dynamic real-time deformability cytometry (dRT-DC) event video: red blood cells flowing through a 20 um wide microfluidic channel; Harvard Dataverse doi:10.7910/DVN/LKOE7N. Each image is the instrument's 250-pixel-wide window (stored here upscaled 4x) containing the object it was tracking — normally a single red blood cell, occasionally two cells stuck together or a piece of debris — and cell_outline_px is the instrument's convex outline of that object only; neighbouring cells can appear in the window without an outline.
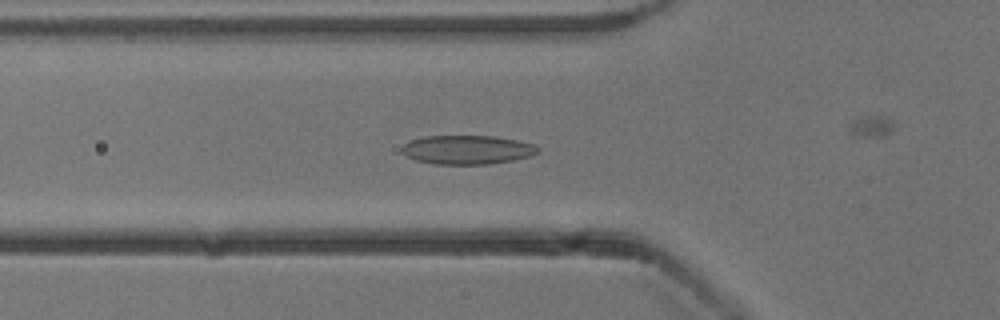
{"species": "common noctule bat (a hibernating species)", "species_latin": "Nyctalus noctula", "temperature_condition": "cold", "stored_images_in_passage": 46, "camera_frame_rate_fps": 3000, "um_per_image_px": 0.085, "animal": {"sex": "male", "body_mass_g": 13.3}, "frame": {"image": 1, "passage_image": 10, "time_ms": 3.0, "image_size_px": [1000, 320], "cell_outline_px": [[540, 152], [532, 156], [512, 160], [488, 164], [436, 164], [416, 160], [408, 156], [400, 148], [408, 140], [424, 136], [496, 136], [536, 144], [540, 148]], "centroid_in_image_um": [39.76, 12.72], "position_along_channel_um": 86.0, "area_um2": 23.06}}
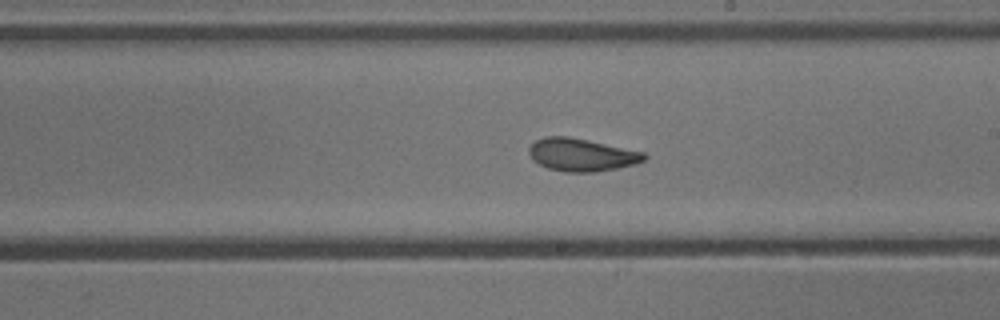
{"frame": {"image": 2, "passage_image": 22, "time_ms": 7.0, "image_size_px": [1000, 320], "cell_outline_px": [[648, 156], [644, 160], [636, 164], [596, 172], [564, 172], [548, 168], [532, 160], [528, 152], [528, 148], [536, 140], [544, 136], [568, 136], [588, 140], [644, 152]], "centroid_in_image_um": [49.42, 13.16], "position_along_channel_um": 239.6, "area_um2": 22.02}}
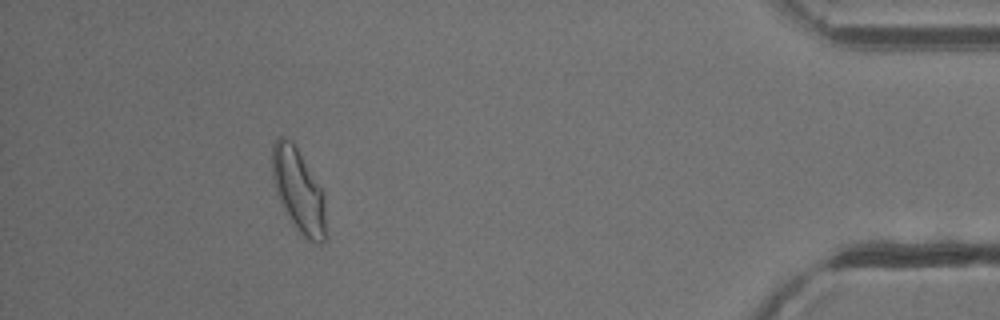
{"frame": {"image": 3, "passage_image": 40, "time_ms": 13.0, "image_size_px": [1000, 320], "cell_outline_px": [[328, 236], [324, 244], [316, 244], [308, 240], [296, 228], [288, 216], [276, 196], [272, 176], [272, 144], [276, 136], [284, 136], [292, 140], [320, 188], [324, 196]], "centroid_in_image_um": [25.38, 16.24], "position_along_channel_um": 409.8, "area_um2": 26.53}, "authors_computed_cell_mechanics": {"area_um2": 23.0333, "velocity_mm_per_s": 3.818, "shape_relaxation_time_tau1_ms": 9.5989, "shape_relaxation_time_tau2_ms": 1.6836, "deformation_change_tau1": 0.2012, "deformation_change_tau2": 0.0832}}